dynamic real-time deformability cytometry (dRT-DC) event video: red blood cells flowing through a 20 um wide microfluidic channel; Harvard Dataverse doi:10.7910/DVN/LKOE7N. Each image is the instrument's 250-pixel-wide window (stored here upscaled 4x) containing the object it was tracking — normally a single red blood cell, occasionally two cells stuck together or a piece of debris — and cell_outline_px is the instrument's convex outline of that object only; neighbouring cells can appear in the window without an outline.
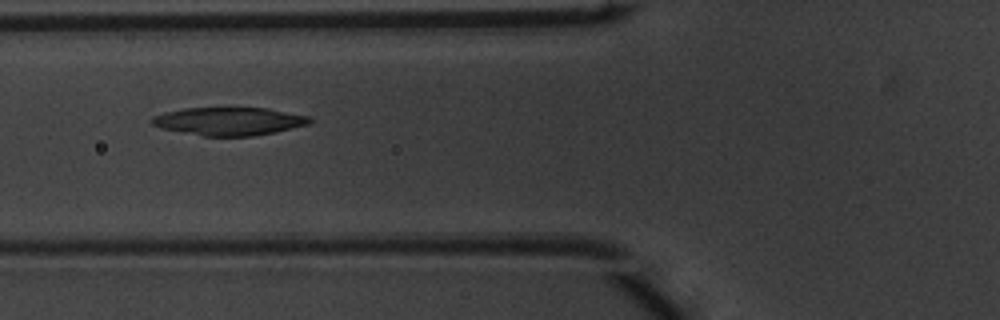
{"species": "common noctule bat (a hibernating species)", "species_latin": "Nyctalus noctula", "temperature_condition": "warm", "stored_images_in_passage": 38, "camera_frame_rate_fps": 3000, "um_per_image_px": 0.085, "animal": {"sex": "male", "body_mass_g": 20.1, "forearm_length_mm": 53.5}, "frame": {"image": 1, "passage_image": 7, "time_ms": 2.0, "image_size_px": [1000, 320], "cell_outline_px": [[312, 120], [308, 124], [276, 132], [252, 136], [204, 136], [160, 128], [152, 124], [148, 120], [152, 116], [164, 112], [184, 108], [268, 108], [312, 116]], "centroid_in_image_um": [19.46, 10.3], "position_along_channel_um": 106.3, "area_um2": 25.95}}
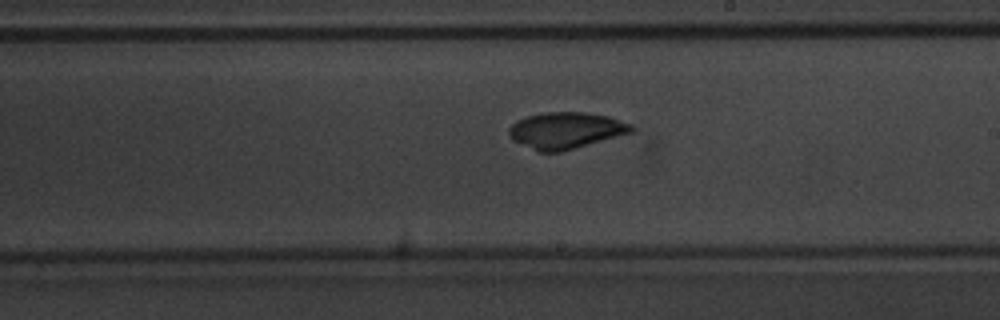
{"frame": {"image": 2, "passage_image": 17, "time_ms": 5.333, "image_size_px": [1000, 320], "cell_outline_px": [[636, 128], [632, 132], [560, 152], [540, 152], [512, 140], [508, 132], [508, 128], [516, 120], [524, 116], [544, 112], [588, 112], [608, 116], [632, 124]], "centroid_in_image_um": [48.07, 11.07], "position_along_channel_um": 240.9, "area_um2": 26.07}}
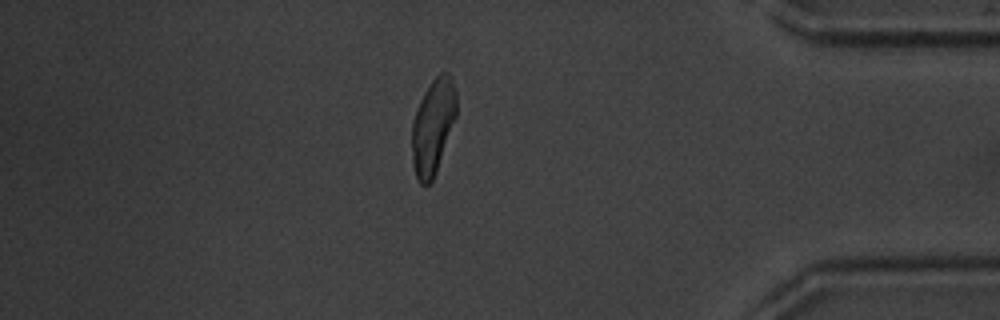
{"frame": {"image": 3, "passage_image": 31, "time_ms": 10.0, "image_size_px": [1000, 320], "cell_outline_px": [[456, 116], [436, 172], [432, 180], [428, 184], [420, 184], [416, 176], [412, 164], [412, 120], [416, 108], [424, 92], [432, 80], [440, 72], [448, 72], [452, 76], [456, 92]], "centroid_in_image_um": [36.79, 10.71], "position_along_channel_um": 398.4, "area_um2": 24.74}, "authors_computed_cell_mechanics": {"area_um2": 25.3742, "velocity_mm_per_s": 4.0289, "shape_relaxation_time_tau1_ms": 7.7734, "shape_relaxation_time_tau2_ms": null, "deformation_change_tau1": 0.3593, "deformation_change_tau2": null}}